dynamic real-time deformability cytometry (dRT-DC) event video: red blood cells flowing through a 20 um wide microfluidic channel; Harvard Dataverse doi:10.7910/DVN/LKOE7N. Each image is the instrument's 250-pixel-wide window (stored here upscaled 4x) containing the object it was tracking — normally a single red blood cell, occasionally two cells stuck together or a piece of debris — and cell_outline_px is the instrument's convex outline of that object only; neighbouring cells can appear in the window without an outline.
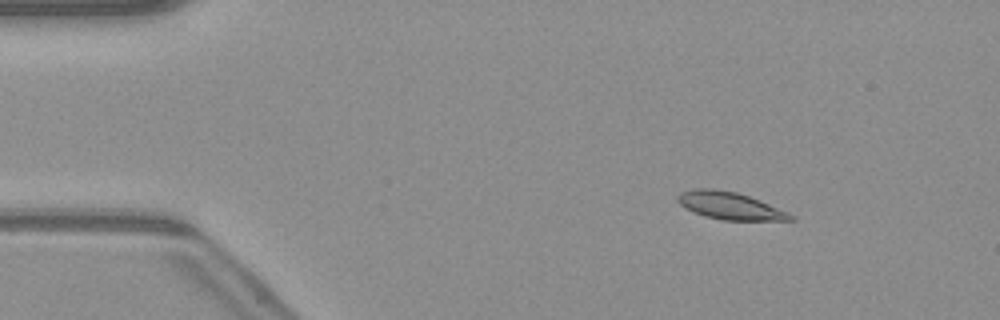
{"species": "common noctule bat (a hibernating species)", "species_latin": "Nyctalus noctula", "temperature_condition": "warm", "stored_images_in_passage": 52, "camera_frame_rate_fps": 3000, "um_per_image_px": 0.085, "animal": {"sex": "male", "body_mass_g": 23.1, "forearm_length_mm": 52.7}, "frame": {"image": 1, "passage_image": 8, "time_ms": 2.333, "image_size_px": [1000, 320], "cell_outline_px": [[796, 220], [720, 220], [704, 216], [692, 212], [684, 208], [676, 200], [676, 196], [680, 192], [696, 188], [712, 188], [736, 192], [748, 196], [788, 212], [796, 216]], "centroid_in_image_um": [61.99, 17.49], "position_along_channel_um": 23.0, "area_um2": 18.09}}
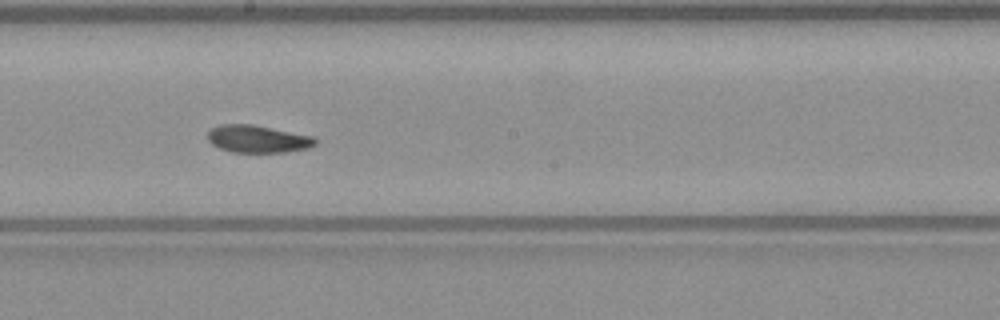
{"frame": {"image": 2, "passage_image": 29, "time_ms": 9.333, "image_size_px": [1000, 320], "cell_outline_px": [[316, 144], [308, 148], [288, 152], [232, 152], [220, 148], [212, 144], [208, 140], [208, 132], [212, 128], [220, 124], [252, 124], [312, 136], [316, 140]], "centroid_in_image_um": [21.89, 11.81], "position_along_channel_um": 226.3, "area_um2": 17.11}}
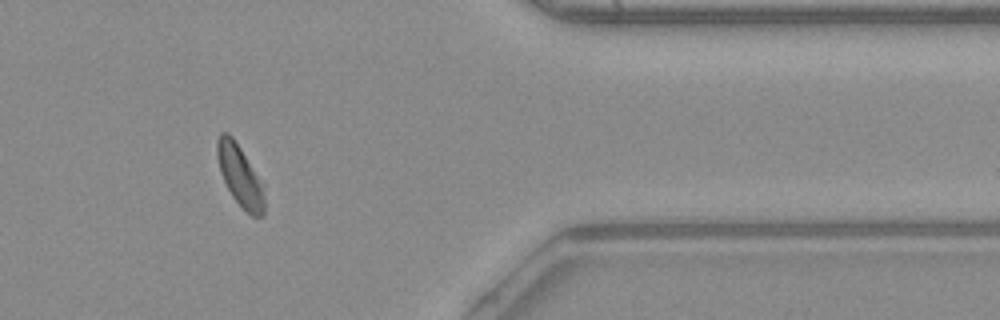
{"frame": {"image": 3, "passage_image": 43, "time_ms": 14.0, "image_size_px": [1000, 320], "cell_outline_px": [[264, 216], [252, 216], [232, 196], [220, 172], [216, 156], [216, 140], [220, 132], [228, 132], [232, 136], [264, 184]], "centroid_in_image_um": [20.39, 14.9], "position_along_channel_um": 391.0, "area_um2": 16.76}, "authors_computed_cell_mechanics": {"area_um2": 17.8602, "velocity_mm_per_s": 4.0618, "shape_relaxation_time_tau1_ms": 4.996, "shape_relaxation_time_tau2_ms": null, "deformation_change_tau1": 0.1575, "deformation_change_tau2": null}}